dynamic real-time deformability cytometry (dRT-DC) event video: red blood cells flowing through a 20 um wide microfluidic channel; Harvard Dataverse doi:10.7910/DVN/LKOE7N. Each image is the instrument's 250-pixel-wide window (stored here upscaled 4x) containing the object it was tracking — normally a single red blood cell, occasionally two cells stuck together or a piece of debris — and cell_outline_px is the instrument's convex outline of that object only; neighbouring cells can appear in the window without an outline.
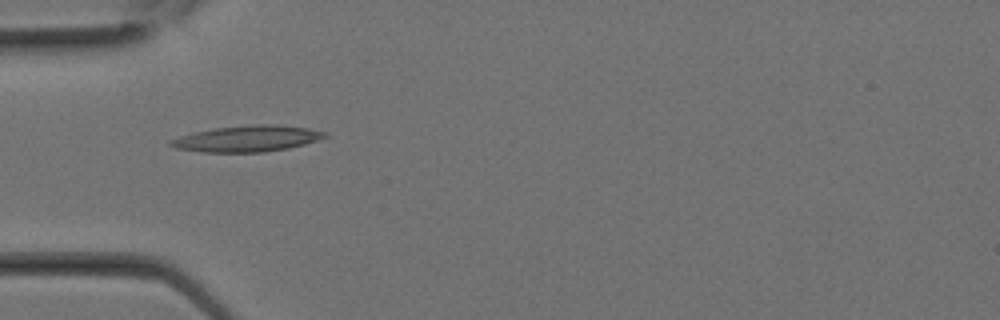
{"species": "Egyptian fruit bat (a non-hibernating species)", "species_latin": "Rousettus aegyptiacus", "temperature_condition": "room temperature", "stored_images_in_passage": 12, "camera_frame_rate_fps": 3000, "um_per_image_px": 0.085, "animal": {"sex": "female"}, "frame": {"image": 1, "passage_image": 9, "time_ms": 2.667, "image_size_px": [1000, 320], "cell_outline_px": [[328, 136], [304, 144], [288, 148], [264, 152], [200, 152], [176, 148], [168, 144], [168, 140], [180, 136], [196, 132], [216, 128], [256, 124], [276, 124], [308, 128], [328, 132]], "centroid_in_image_um": [21.02, 11.78], "position_along_channel_um": 64.0, "area_um2": 23.41}}
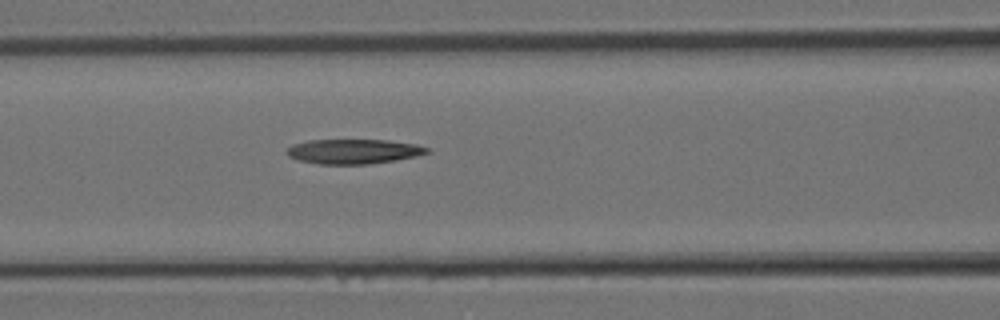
{"frame": {"image": 2, "passage_image": 12, "time_ms": 3.667, "image_size_px": [1000, 320], "cell_outline_px": [[432, 152], [416, 156], [396, 160], [368, 164], [316, 164], [296, 160], [288, 156], [284, 152], [292, 144], [308, 140], [388, 140], [416, 144], [428, 148]], "centroid_in_image_um": [30.02, 12.87], "position_along_channel_um": 136.6, "area_um2": 20.4}}